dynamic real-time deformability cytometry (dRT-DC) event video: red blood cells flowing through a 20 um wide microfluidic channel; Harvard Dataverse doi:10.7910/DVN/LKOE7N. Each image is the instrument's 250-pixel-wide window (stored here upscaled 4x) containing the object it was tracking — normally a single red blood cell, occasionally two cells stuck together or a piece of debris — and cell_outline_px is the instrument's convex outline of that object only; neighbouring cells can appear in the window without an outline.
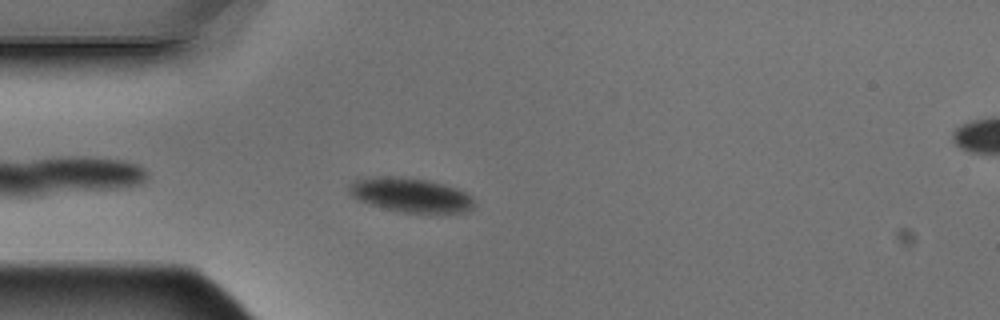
{"species": "Egyptian fruit bat (a non-hibernating species)", "species_latin": "Rousettus aegyptiacus", "temperature_condition": "warm", "stored_images_in_passage": 3, "camera_frame_rate_fps": 3000, "um_per_image_px": 0.085, "animal": {"sex": "male"}, "frame": {"image": 1, "passage_image": 3, "time_ms": 0.667, "image_size_px": [1000, 320], "cell_outline_px": [[476, 204], [472, 208], [464, 212], [404, 212], [384, 208], [368, 204], [352, 196], [348, 192], [348, 184], [364, 176], [400, 176], [428, 180], [444, 184], [468, 192], [472, 196]], "centroid_in_image_um": [34.88, 16.55], "position_along_channel_um": 50.1, "area_um2": 25.26}}